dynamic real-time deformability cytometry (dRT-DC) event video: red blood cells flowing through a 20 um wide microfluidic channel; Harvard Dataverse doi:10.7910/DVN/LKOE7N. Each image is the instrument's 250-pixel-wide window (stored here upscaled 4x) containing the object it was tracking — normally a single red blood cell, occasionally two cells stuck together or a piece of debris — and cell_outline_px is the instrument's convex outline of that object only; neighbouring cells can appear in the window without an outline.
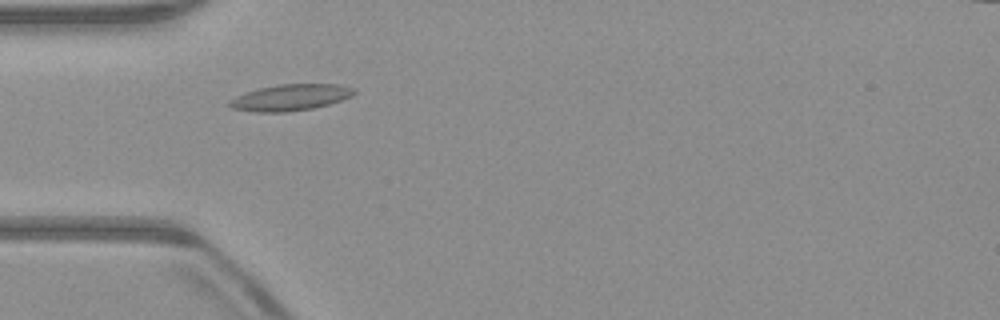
{"species": "common noctule bat (a hibernating species)", "species_latin": "Nyctalus noctula", "temperature_condition": "warm", "stored_images_in_passage": 42, "camera_frame_rate_fps": 3000, "um_per_image_px": 0.085, "animal": {"sex": "male", "body_mass_g": 23.1, "forearm_length_mm": 52.7}, "frame": {"image": 1, "passage_image": 6, "time_ms": 1.667, "image_size_px": [1000, 320], "cell_outline_px": [[356, 92], [352, 96], [328, 104], [312, 108], [284, 112], [256, 112], [232, 108], [228, 104], [228, 100], [244, 92], [260, 88], [280, 84], [336, 84], [352, 88]], "centroid_in_image_um": [24.64, 8.28], "position_along_channel_um": 60.4, "area_um2": 18.9}}
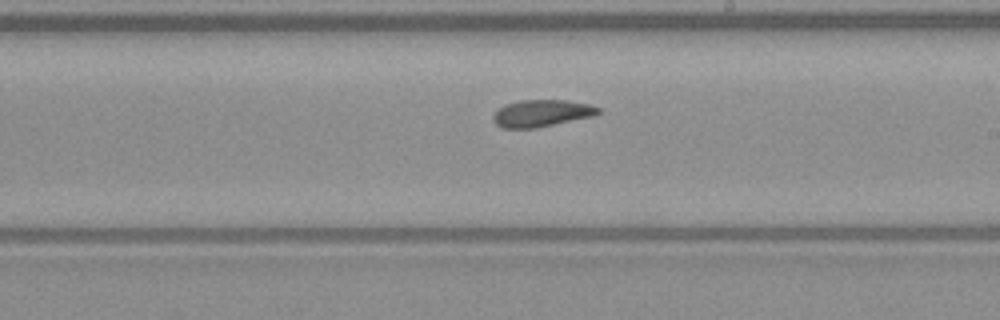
{"frame": {"image": 2, "passage_image": 20, "time_ms": 6.333, "image_size_px": [1000, 320], "cell_outline_px": [[600, 112], [596, 116], [536, 128], [504, 128], [496, 124], [492, 120], [492, 116], [504, 104], [520, 100], [568, 100], [588, 104], [600, 108]], "centroid_in_image_um": [46.06, 9.63], "position_along_channel_um": 242.9, "area_um2": 16.65}}
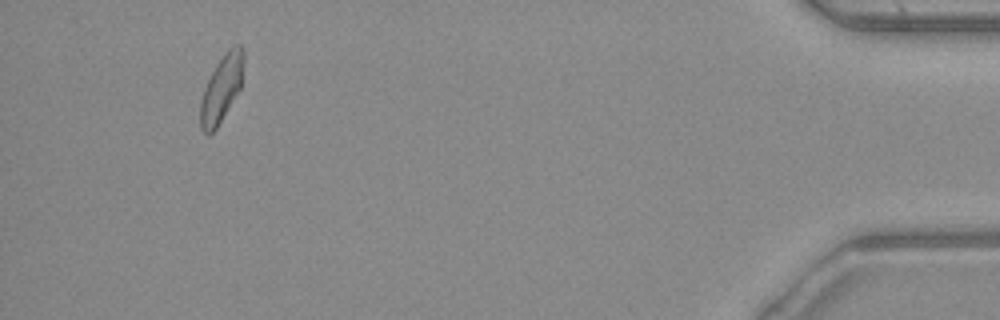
{"frame": {"image": 3, "passage_image": 39, "time_ms": 12.667, "image_size_px": [1000, 320], "cell_outline_px": [[244, 60], [240, 88], [216, 128], [208, 136], [200, 128], [200, 100], [204, 88], [216, 64], [224, 52], [232, 44], [240, 44], [244, 52]], "centroid_in_image_um": [18.82, 7.49], "position_along_channel_um": 416.4, "area_um2": 16.76}, "authors_computed_cell_mechanics": {"area_um2": 17.1088, "velocity_mm_per_s": 3.9386, "shape_relaxation_time_tau1_ms": null, "shape_relaxation_time_tau2_ms": 10.1576, "deformation_change_tau1": null, "deformation_change_tau2": 0.1701}}